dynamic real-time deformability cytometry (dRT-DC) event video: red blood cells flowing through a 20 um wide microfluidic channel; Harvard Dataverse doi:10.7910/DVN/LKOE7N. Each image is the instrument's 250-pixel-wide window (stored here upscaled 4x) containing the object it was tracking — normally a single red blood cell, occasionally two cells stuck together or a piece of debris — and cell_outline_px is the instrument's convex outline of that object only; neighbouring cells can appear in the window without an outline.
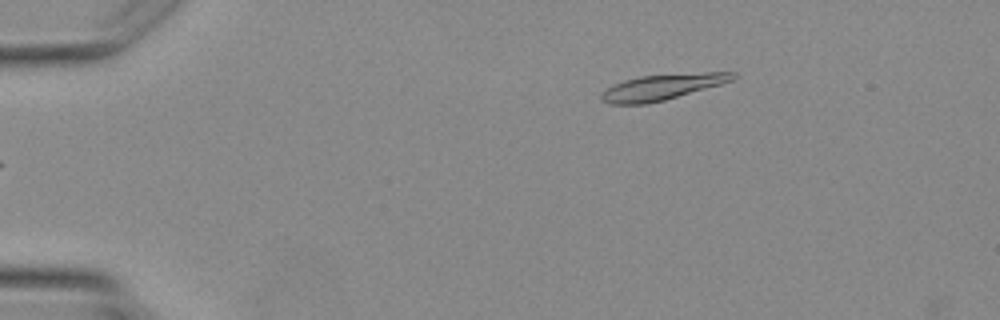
{"species": "Egyptian fruit bat (a non-hibernating species)", "species_latin": "Rousettus aegyptiacus", "temperature_condition": "warm", "stored_images_in_passage": 2, "camera_frame_rate_fps": 3000, "um_per_image_px": 0.085, "animal": {"sex": "female"}, "frame": {"image": 1, "passage_image": 2, "time_ms": 1.333, "image_size_px": [1000, 320], "cell_outline_px": [[736, 76], [732, 80], [720, 84], [664, 100], [644, 104], [608, 104], [600, 100], [600, 96], [612, 84], [624, 80], [640, 76], [704, 72], [736, 72]], "centroid_in_image_um": [56.24, 7.39], "position_along_channel_um": 28.8, "area_um2": 19.48}}